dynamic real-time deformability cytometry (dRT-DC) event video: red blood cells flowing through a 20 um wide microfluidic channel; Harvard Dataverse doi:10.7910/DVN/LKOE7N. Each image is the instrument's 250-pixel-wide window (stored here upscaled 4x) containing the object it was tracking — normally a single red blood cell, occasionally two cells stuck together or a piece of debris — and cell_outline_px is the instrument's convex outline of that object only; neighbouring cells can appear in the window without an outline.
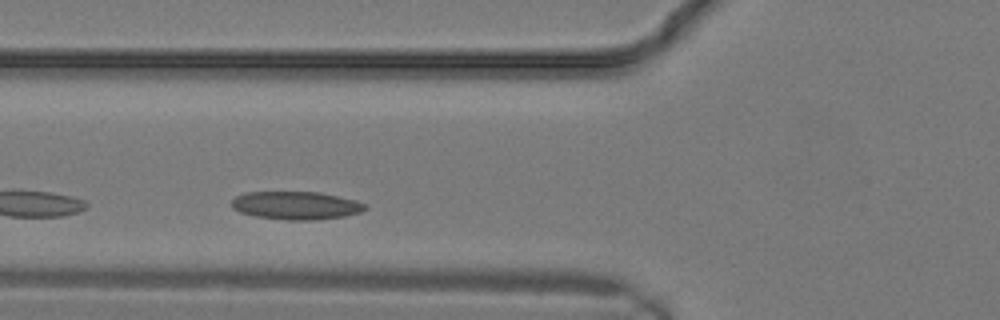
{"species": "common noctule bat (a hibernating species)", "species_latin": "Nyctalus noctula", "temperature_condition": "warm", "stored_images_in_passage": 10, "camera_frame_rate_fps": 3000, "um_per_image_px": 0.085, "animal": {"sex": "male", "body_mass_g": 19.2, "forearm_length_mm": 51.8}, "frame": {"image": 1, "passage_image": 2, "time_ms": 0.333, "image_size_px": [1000, 320], "cell_outline_px": [[368, 208], [360, 212], [344, 216], [312, 220], [288, 220], [256, 216], [240, 212], [232, 208], [232, 200], [236, 196], [244, 192], [320, 192], [356, 200], [368, 204]], "centroid_in_image_um": [25.18, 17.45], "position_along_channel_um": 100.6, "area_um2": 21.85}}
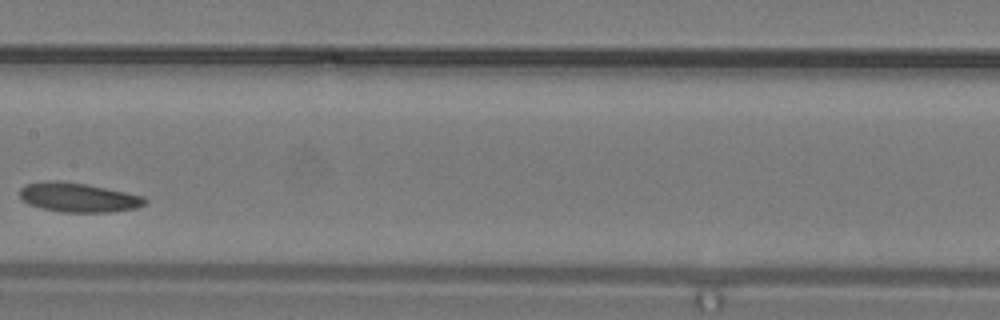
{"frame": {"image": 2, "passage_image": 6, "time_ms": 1.667, "image_size_px": [1000, 320], "cell_outline_px": [[148, 200], [144, 204], [136, 208], [112, 212], [60, 212], [40, 208], [28, 204], [20, 196], [20, 188], [24, 184], [48, 180], [60, 180], [84, 184], [144, 196]], "centroid_in_image_um": [6.62, 16.78], "position_along_channel_um": 200.8, "area_um2": 21.39}}
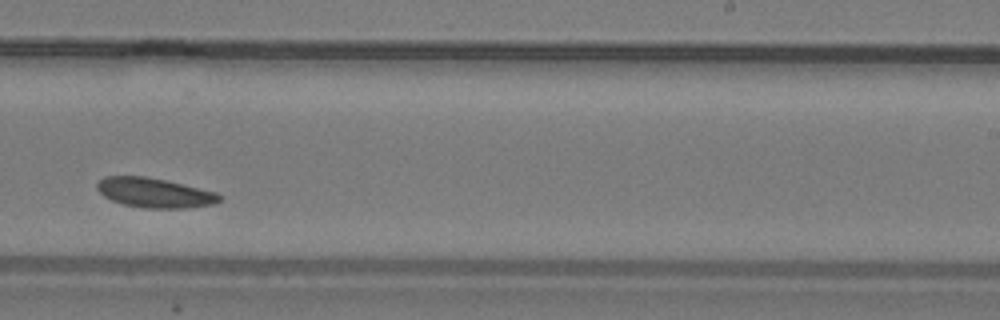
{"frame": {"image": 3, "passage_image": 9, "time_ms": 2.667, "image_size_px": [1000, 320], "cell_outline_px": [[220, 200], [216, 204], [192, 208], [144, 208], [124, 204], [112, 200], [104, 196], [96, 188], [96, 184], [104, 176], [144, 176], [164, 180], [216, 192], [220, 196]], "centroid_in_image_um": [13.14, 16.39], "position_along_channel_um": 275.9, "area_um2": 21.04}}